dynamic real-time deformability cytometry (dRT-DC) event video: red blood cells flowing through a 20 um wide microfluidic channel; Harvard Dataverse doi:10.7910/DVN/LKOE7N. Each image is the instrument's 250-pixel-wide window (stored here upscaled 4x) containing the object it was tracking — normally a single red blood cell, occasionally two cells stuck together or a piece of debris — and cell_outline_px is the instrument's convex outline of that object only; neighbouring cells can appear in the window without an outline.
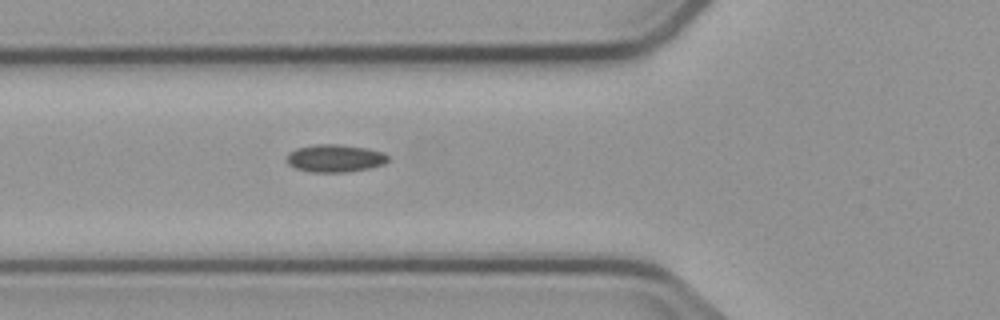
{"species": "common noctule bat (a hibernating species)", "species_latin": "Nyctalus noctula", "temperature_condition": "cold", "stored_images_in_passage": 5, "camera_frame_rate_fps": 3000, "um_per_image_px": 0.085, "animal": {"sex": "male", "body_mass_g": 23.1, "forearm_length_mm": 52.7}, "frame": {"image": 1, "passage_image": 5, "time_ms": 5.667, "image_size_px": [1000, 320], "cell_outline_px": [[388, 160], [384, 164], [368, 168], [348, 172], [312, 172], [296, 168], [288, 164], [288, 152], [296, 148], [312, 144], [340, 144], [364, 148], [384, 152], [388, 156]], "centroid_in_image_um": [28.47, 13.44], "position_along_channel_um": 97.3, "area_um2": 16.3}}